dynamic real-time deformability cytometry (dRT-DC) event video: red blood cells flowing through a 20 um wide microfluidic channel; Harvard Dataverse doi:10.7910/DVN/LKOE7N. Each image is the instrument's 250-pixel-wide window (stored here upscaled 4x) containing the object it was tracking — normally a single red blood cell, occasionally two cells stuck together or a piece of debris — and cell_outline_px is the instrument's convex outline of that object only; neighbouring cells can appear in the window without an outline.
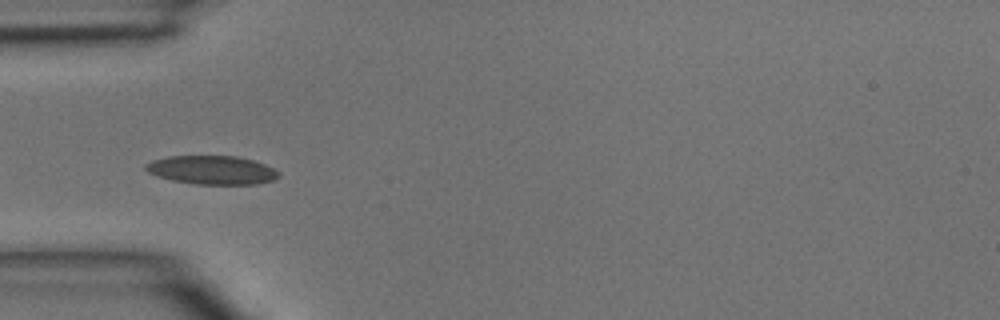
{"species": "common noctule bat (a hibernating species)", "species_latin": "Nyctalus noctula", "temperature_condition": "room temperature", "stored_images_in_passage": 4, "camera_frame_rate_fps": 3000, "um_per_image_px": 0.085, "animal": {"sex": "male", "body_mass_g": 15.6}, "frame": {"image": 1, "passage_image": 4, "time_ms": 1.0, "image_size_px": [1000, 320], "cell_outline_px": [[280, 176], [272, 180], [256, 184], [196, 184], [172, 180], [156, 176], [148, 172], [144, 168], [144, 164], [152, 160], [168, 156], [236, 156], [252, 160], [264, 164], [280, 172]], "centroid_in_image_um": [17.98, 14.45], "position_along_channel_um": 67.0, "area_um2": 22.2}}